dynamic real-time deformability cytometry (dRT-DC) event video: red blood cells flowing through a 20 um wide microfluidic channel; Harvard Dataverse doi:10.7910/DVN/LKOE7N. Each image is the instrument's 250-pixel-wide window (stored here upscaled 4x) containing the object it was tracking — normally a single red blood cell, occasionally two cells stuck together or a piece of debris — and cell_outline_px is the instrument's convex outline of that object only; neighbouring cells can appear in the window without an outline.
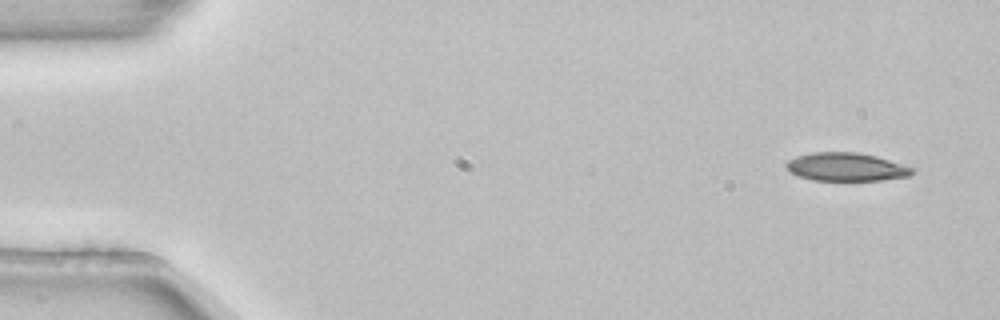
{"species": "common noctule bat (a hibernating species)", "species_latin": "Nyctalus noctula", "temperature_condition": "room temperature", "stored_images_in_passage": 5, "camera_frame_rate_fps": 3000, "um_per_image_px": 0.085, "animal": {"sex": "female", "body_mass_g": 22.7, "forearm_length_mm": 54.2}, "frame": {"image": 1, "passage_image": 1, "time_ms": 0.0, "image_size_px": [1000, 320], "cell_outline_px": [[916, 172], [908, 176], [880, 180], [812, 180], [800, 176], [792, 172], [784, 164], [788, 160], [796, 156], [812, 152], [856, 152], [876, 156], [916, 168]], "centroid_in_image_um": [71.96, 14.18], "position_along_channel_um": 13.0, "area_um2": 20.69}}